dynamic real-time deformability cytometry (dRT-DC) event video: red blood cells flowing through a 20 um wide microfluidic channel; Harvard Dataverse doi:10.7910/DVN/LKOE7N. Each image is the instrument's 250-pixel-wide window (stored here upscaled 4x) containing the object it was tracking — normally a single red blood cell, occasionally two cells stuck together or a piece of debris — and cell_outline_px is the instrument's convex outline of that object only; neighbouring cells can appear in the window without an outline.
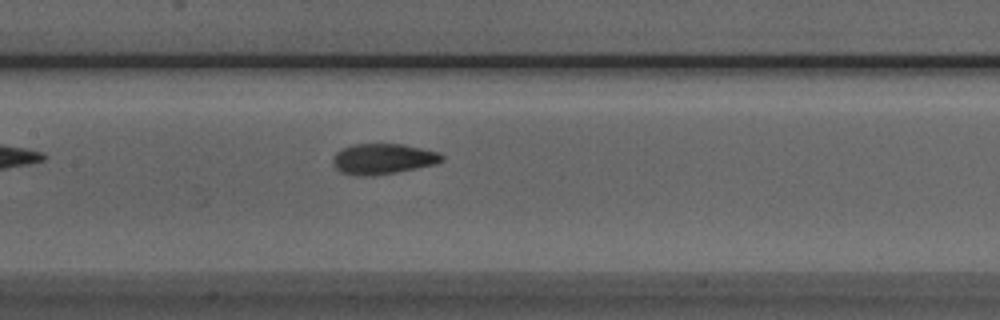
{"species": "Egyptian fruit bat (a non-hibernating species)", "species_latin": "Rousettus aegyptiacus", "temperature_condition": "room temperature", "stored_images_in_passage": 37, "camera_frame_rate_fps": 3000, "um_per_image_px": 0.085, "animal": {"sex": "male"}, "frame": {"image": 1, "passage_image": 9, "time_ms": 2.667, "image_size_px": [1000, 320], "cell_outline_px": [[444, 160], [436, 164], [376, 176], [356, 176], [340, 172], [332, 164], [332, 160], [336, 152], [340, 148], [352, 144], [404, 144], [440, 152], [444, 156]], "centroid_in_image_um": [32.54, 13.51], "position_along_channel_um": 174.9, "area_um2": 19.77}}
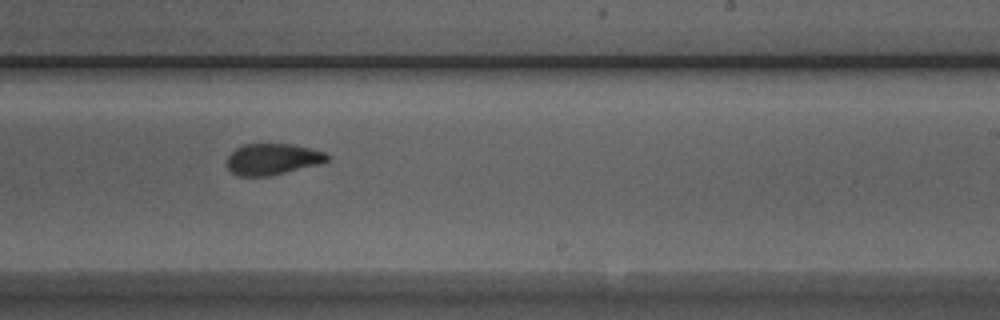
{"frame": {"image": 2, "passage_image": 16, "time_ms": 5.0, "image_size_px": [1000, 320], "cell_outline_px": [[332, 156], [328, 160], [320, 164], [272, 176], [236, 176], [228, 168], [228, 156], [236, 148], [244, 144], [292, 144], [324, 152]], "centroid_in_image_um": [23.19, 13.54], "position_along_channel_um": 265.8, "area_um2": 18.32}}
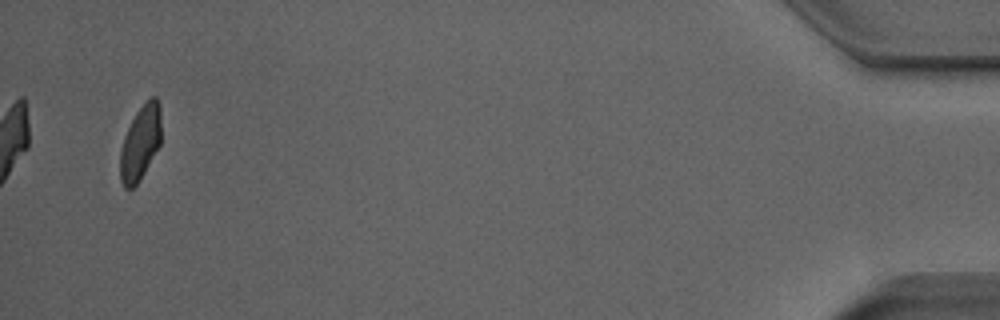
{"frame": {"image": 3, "passage_image": 35, "time_ms": 11.333, "image_size_px": [1000, 320], "cell_outline_px": [[160, 144], [140, 180], [128, 192], [124, 188], [120, 180], [120, 152], [124, 136], [136, 112], [152, 96], [156, 96], [160, 104]], "centroid_in_image_um": [11.92, 12.18], "position_along_channel_um": 423.3, "area_um2": 17.74}, "authors_computed_cell_mechanics": {"area_um2": 18.7272, "velocity_mm_per_s": 3.9234, "shape_relaxation_time_tau1_ms": 3.6224, "shape_relaxation_time_tau2_ms": 0.947, "deformation_change_tau1": 0.1558, "deformation_change_tau2": 0.0751}}